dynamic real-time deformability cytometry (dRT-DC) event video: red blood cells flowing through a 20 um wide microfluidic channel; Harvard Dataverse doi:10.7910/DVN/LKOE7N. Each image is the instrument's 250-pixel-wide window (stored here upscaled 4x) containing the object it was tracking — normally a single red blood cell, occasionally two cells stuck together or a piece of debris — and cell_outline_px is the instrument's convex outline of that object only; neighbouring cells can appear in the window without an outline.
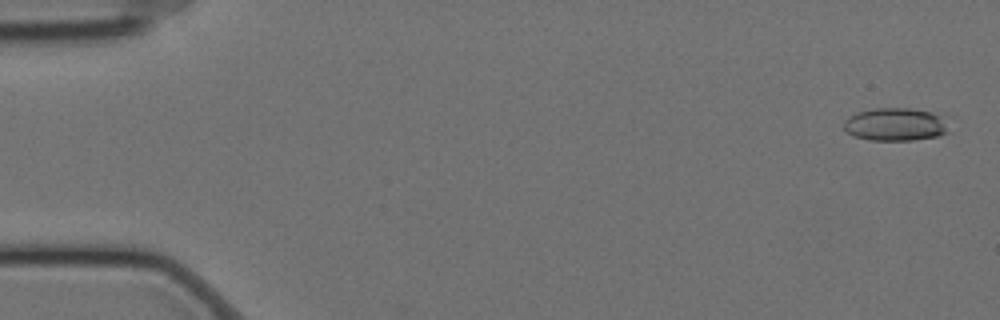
{"species": "Egyptian fruit bat (a non-hibernating species)", "species_latin": "Rousettus aegyptiacus", "temperature_condition": "cold", "stored_images_in_passage": 58, "camera_frame_rate_fps": 3000, "um_per_image_px": 0.085, "animal": {"sex": "female"}, "frame": {"image": 1, "passage_image": 2, "time_ms": 0.333, "image_size_px": [1000, 320], "cell_outline_px": [[948, 132], [936, 136], [912, 140], [868, 140], [852, 136], [844, 128], [844, 120], [848, 116], [856, 112], [872, 108], [908, 108], [932, 112], [940, 116]], "centroid_in_image_um": [76.01, 10.57], "position_along_channel_um": 9.0, "area_um2": 20.0}}
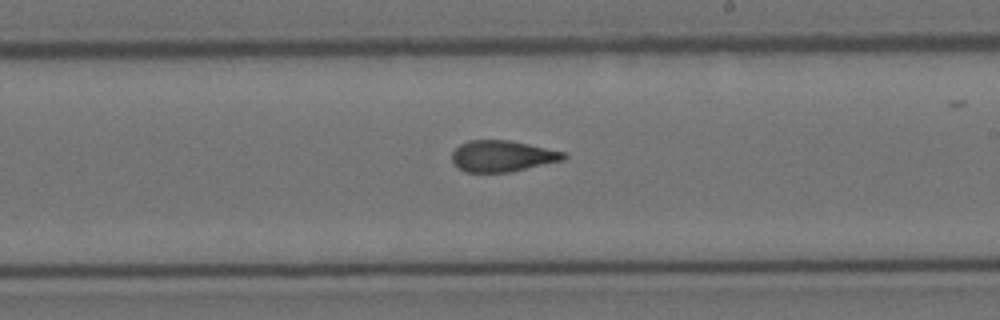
{"frame": {"image": 2, "passage_image": 34, "time_ms": 11.0, "image_size_px": [1000, 320], "cell_outline_px": [[568, 156], [564, 160], [508, 172], [464, 172], [452, 160], [452, 152], [460, 144], [468, 140], [508, 140], [568, 152]], "centroid_in_image_um": [42.73, 13.26], "position_along_channel_um": 246.3, "area_um2": 20.29}}
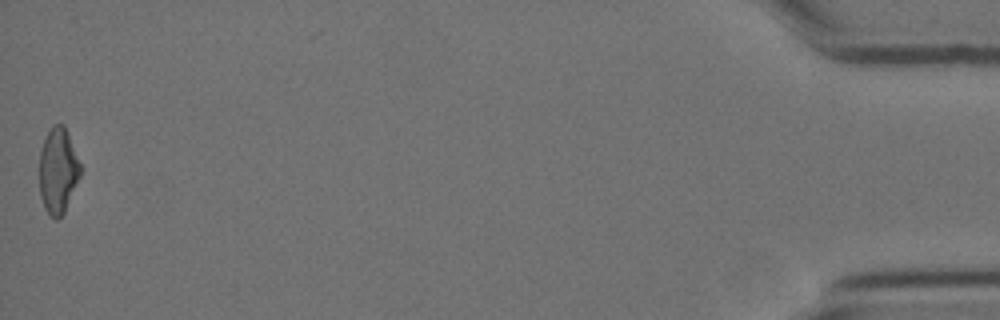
{"frame": {"image": 3, "passage_image": 58, "time_ms": 19.0, "image_size_px": [1000, 320], "cell_outline_px": [[80, 176], [64, 212], [56, 220], [48, 216], [44, 208], [40, 196], [40, 152], [44, 140], [52, 124], [64, 124], [80, 164]], "centroid_in_image_um": [4.91, 14.53], "position_along_channel_um": 430.3, "area_um2": 20.23}, "authors_computed_cell_mechanics": {"area_um2": 20.6924, "velocity_mm_per_s": 3.5059, "shape_relaxation_time_tau1_ms": 11.3728, "shape_relaxation_time_tau2_ms": 2.5882, "deformation_change_tau1": 0.2347, "deformation_change_tau2": 0.1013}}